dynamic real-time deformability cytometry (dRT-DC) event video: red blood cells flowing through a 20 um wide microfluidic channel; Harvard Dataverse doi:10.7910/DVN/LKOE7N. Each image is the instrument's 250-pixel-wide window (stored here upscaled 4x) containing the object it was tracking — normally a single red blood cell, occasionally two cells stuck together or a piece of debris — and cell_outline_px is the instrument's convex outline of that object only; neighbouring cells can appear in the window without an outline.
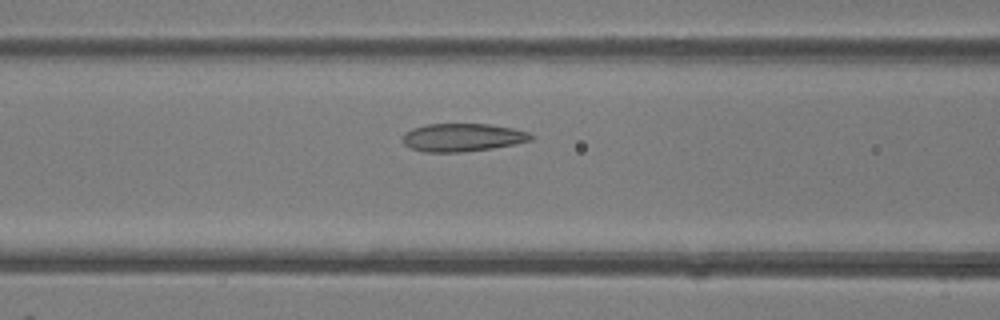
{"species": "common noctule bat (a hibernating species)", "species_latin": "Nyctalus noctula", "temperature_condition": "room temperature", "stored_images_in_passage": 48, "camera_frame_rate_fps": 3000, "um_per_image_px": 0.085, "animal": {"sex": "female"}, "frame": {"image": 1, "passage_image": 20, "time_ms": 6.333, "image_size_px": [1000, 320], "cell_outline_px": [[536, 136], [532, 140], [492, 148], [460, 152], [424, 152], [412, 148], [404, 144], [400, 136], [404, 132], [412, 128], [424, 124], [488, 124], [512, 128], [528, 132]], "centroid_in_image_um": [39.27, 11.67], "position_along_channel_um": 127.3, "area_um2": 21.04}}
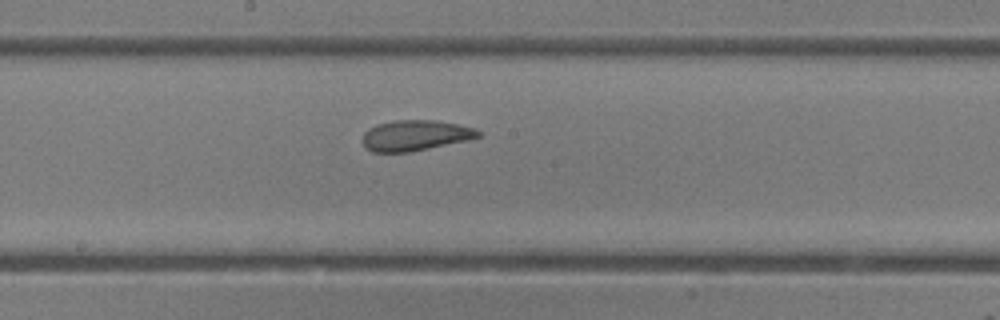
{"frame": {"image": 2, "passage_image": 26, "time_ms": 8.333, "image_size_px": [1000, 320], "cell_outline_px": [[480, 136], [468, 140], [408, 152], [372, 152], [364, 148], [364, 132], [368, 128], [376, 124], [396, 120], [436, 120], [476, 128], [480, 132]], "centroid_in_image_um": [35.28, 11.5], "position_along_channel_um": 212.9, "area_um2": 20.52}}
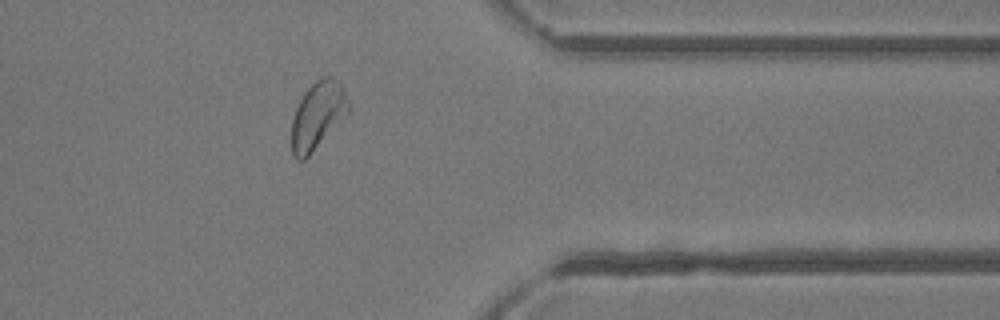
{"frame": {"image": 3, "passage_image": 39, "time_ms": 12.667, "image_size_px": [1000, 320], "cell_outline_px": [[348, 112], [312, 152], [304, 160], [296, 160], [292, 156], [292, 120], [296, 108], [304, 92], [316, 80], [324, 76], [332, 76], [344, 88], [348, 100]], "centroid_in_image_um": [26.98, 9.8], "position_along_channel_um": 384.4, "area_um2": 21.91}, "authors_computed_cell_mechanics": {"area_um2": 22.9466, "velocity_mm_per_s": 4.2833, "shape_relaxation_time_tau1_ms": 3.4372, "shape_relaxation_time_tau2_ms": 1.3856, "deformation_change_tau1": 0.099, "deformation_change_tau2": 0.0699}}